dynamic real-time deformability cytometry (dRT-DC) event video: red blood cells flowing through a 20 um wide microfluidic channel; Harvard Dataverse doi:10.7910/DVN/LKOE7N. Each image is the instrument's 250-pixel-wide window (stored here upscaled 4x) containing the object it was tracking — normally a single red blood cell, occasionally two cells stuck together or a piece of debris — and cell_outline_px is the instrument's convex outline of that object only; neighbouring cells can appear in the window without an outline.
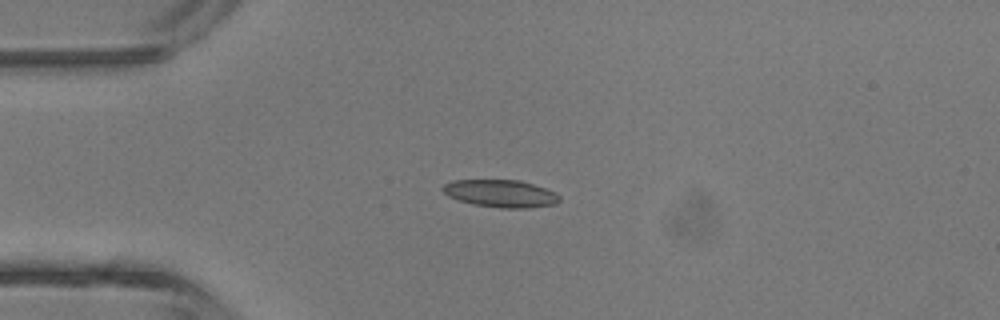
{"species": "common noctule bat (a hibernating species)", "species_latin": "Nyctalus noctula", "temperature_condition": "room temperature", "stored_images_in_passage": 2, "camera_frame_rate_fps": 3000, "um_per_image_px": 0.085, "animal": {"sex": "male", "body_mass_g": 13.3}, "frame": {"image": 1, "passage_image": 1, "time_ms": 0.0, "image_size_px": [1000, 320], "cell_outline_px": [[560, 200], [556, 204], [528, 208], [500, 208], [472, 204], [448, 196], [440, 188], [444, 184], [452, 180], [520, 180], [544, 188], [560, 196]], "centroid_in_image_um": [42.53, 16.45], "position_along_channel_um": 42.5, "area_um2": 18.61}}